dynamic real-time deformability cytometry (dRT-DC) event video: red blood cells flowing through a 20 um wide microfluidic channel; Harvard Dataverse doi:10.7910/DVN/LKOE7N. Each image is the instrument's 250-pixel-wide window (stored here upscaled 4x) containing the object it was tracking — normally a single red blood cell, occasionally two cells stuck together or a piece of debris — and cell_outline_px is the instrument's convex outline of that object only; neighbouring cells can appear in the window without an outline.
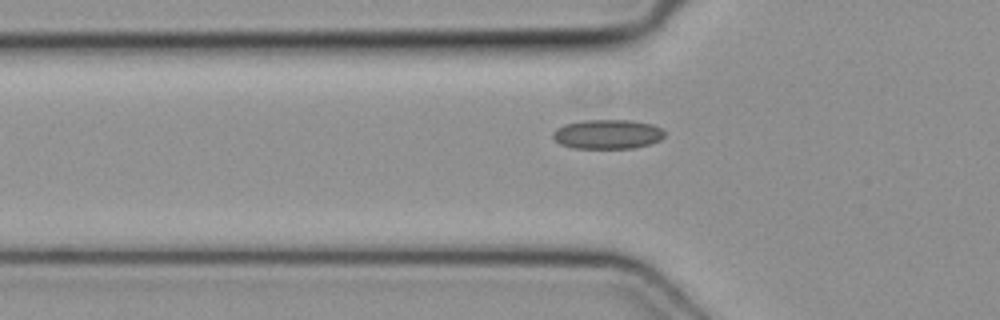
{"species": "common noctule bat (a hibernating species)", "species_latin": "Nyctalus noctula", "temperature_condition": "cold", "stored_images_in_passage": 4, "camera_frame_rate_fps": 3000, "um_per_image_px": 0.085, "animal": {"sex": "female", "body_mass_g": 19.3, "forearm_length_mm": 54.1}, "frame": {"image": 1, "passage_image": 4, "time_ms": 1.0, "image_size_px": [1000, 320], "cell_outline_px": [[664, 136], [660, 140], [648, 144], [632, 148], [572, 148], [560, 144], [552, 136], [552, 132], [556, 128], [564, 124], [584, 120], [632, 120], [652, 124], [664, 128]], "centroid_in_image_um": [51.64, 11.4], "position_along_channel_um": 74.2, "area_um2": 19.25}}